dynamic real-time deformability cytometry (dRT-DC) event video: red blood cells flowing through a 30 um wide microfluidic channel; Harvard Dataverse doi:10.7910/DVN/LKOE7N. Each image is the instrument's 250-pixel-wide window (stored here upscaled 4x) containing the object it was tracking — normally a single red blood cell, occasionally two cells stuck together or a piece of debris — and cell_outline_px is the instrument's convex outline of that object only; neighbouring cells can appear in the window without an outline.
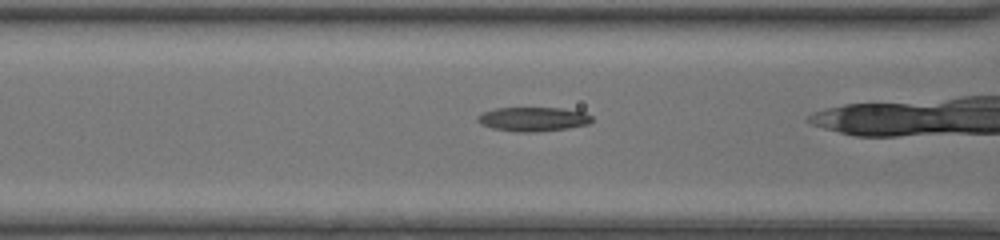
{"species": "common noctule bat (a hibernating species)", "species_latin": "Nyctalus noctula", "temperature_condition": "room temperature", "stored_images_in_passage": 22, "camera_frame_rate_fps": 3000, "um_per_image_px": 0.085, "animal": {"sex": "female", "body_mass_g": 20.0, "forearm_length_mm": 54.0}, "frame": {"image": 1, "passage_image": 20, "time_ms": 6.333, "image_size_px": [1000, 240], "cell_outline_px": [[592, 120], [588, 124], [568, 128], [540, 132], [520, 132], [492, 128], [480, 124], [476, 120], [476, 116], [484, 112], [496, 108], [564, 108], [584, 112], [592, 116]], "centroid_in_image_um": [45.31, 10.13], "position_along_channel_um": 121.3, "area_um2": 16.18}}